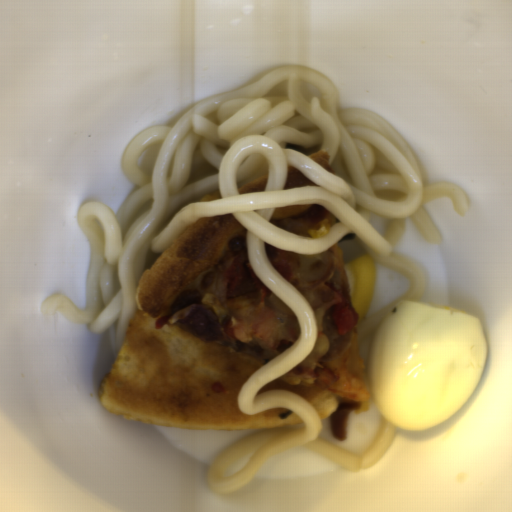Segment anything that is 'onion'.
Segmentation results:
<instances>
[{
	"mask_svg": "<svg viewBox=\"0 0 512 512\" xmlns=\"http://www.w3.org/2000/svg\"><path fill=\"white\" fill-rule=\"evenodd\" d=\"M168 323L188 325L207 338L215 339L223 334L219 316L205 303L182 309L168 318Z\"/></svg>",
	"mask_w": 512,
	"mask_h": 512,
	"instance_id": "06740285",
	"label": "onion"
}]
</instances>
